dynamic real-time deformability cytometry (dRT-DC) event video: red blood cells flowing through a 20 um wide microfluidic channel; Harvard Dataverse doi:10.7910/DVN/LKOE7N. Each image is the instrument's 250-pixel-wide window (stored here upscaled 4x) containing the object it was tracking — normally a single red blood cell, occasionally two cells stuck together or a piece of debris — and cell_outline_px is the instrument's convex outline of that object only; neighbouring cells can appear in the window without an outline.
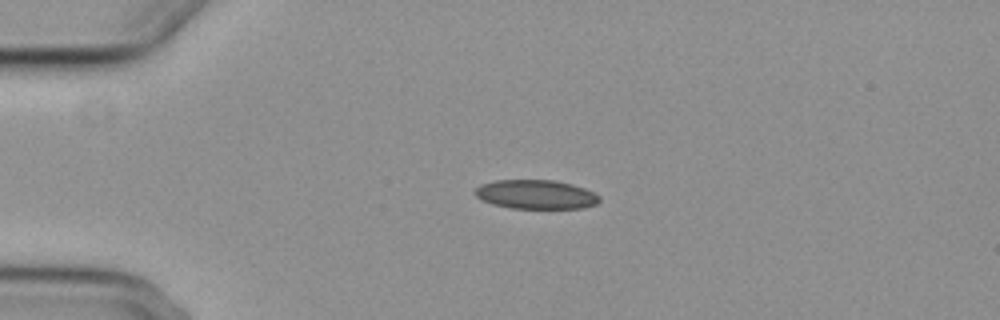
{"species": "common noctule bat (a hibernating species)", "species_latin": "Nyctalus noctula", "temperature_condition": "cold", "stored_images_in_passage": 36, "camera_frame_rate_fps": 3000, "um_per_image_px": 0.085, "animal": {"sex": "female", "body_mass_g": 29.2, "forearm_length_mm": 56.3}, "frame": {"image": 1, "passage_image": 1, "time_ms": 0.0, "image_size_px": [1000, 320], "cell_outline_px": [[600, 200], [596, 204], [584, 208], [512, 208], [492, 204], [476, 196], [476, 188], [480, 184], [496, 180], [556, 180], [572, 184], [584, 188], [600, 196]], "centroid_in_image_um": [45.57, 16.52], "position_along_channel_um": 39.4, "area_um2": 20.98}}
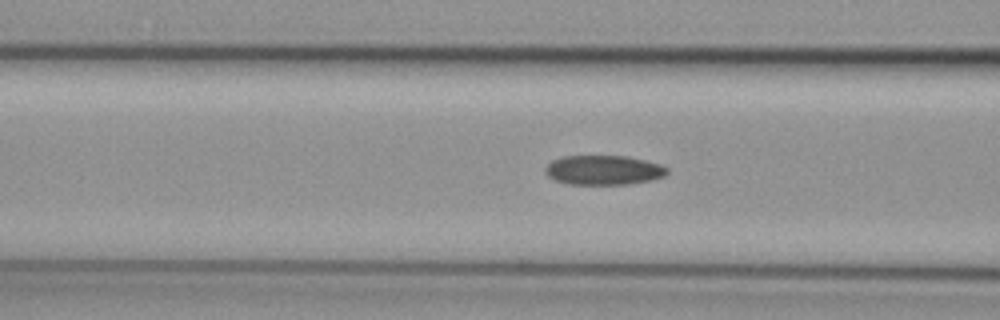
{"frame": {"image": 2, "passage_image": 10, "time_ms": 3.0, "image_size_px": [1000, 320], "cell_outline_px": [[668, 172], [664, 176], [652, 180], [628, 184], [568, 184], [556, 180], [548, 176], [544, 172], [544, 168], [552, 160], [564, 156], [628, 156], [660, 164], [668, 168]], "centroid_in_image_um": [51.3, 14.45], "position_along_channel_um": 115.3, "area_um2": 20.98}}
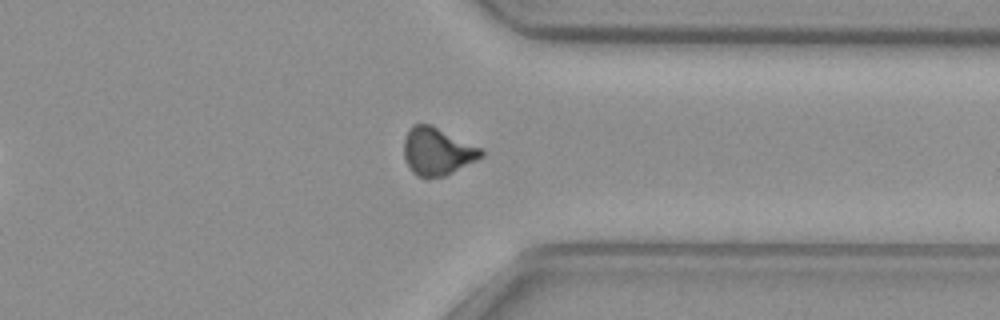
{"frame": {"image": 3, "passage_image": 31, "time_ms": 10.0, "image_size_px": [1000, 320], "cell_outline_px": [[484, 156], [444, 176], [428, 180], [416, 176], [412, 172], [404, 156], [404, 140], [408, 128], [412, 124], [432, 124], [484, 148]], "centroid_in_image_um": [37.18, 12.86], "position_along_channel_um": 374.2, "area_um2": 21.96}, "authors_computed_cell_mechanics": {"area_um2": 21.5016, "velocity_mm_per_s": 3.729, "shape_relaxation_time_tau1_ms": null, "shape_relaxation_time_tau2_ms": 4.3275, "deformation_change_tau1": null, "deformation_change_tau2": 0.1035}}